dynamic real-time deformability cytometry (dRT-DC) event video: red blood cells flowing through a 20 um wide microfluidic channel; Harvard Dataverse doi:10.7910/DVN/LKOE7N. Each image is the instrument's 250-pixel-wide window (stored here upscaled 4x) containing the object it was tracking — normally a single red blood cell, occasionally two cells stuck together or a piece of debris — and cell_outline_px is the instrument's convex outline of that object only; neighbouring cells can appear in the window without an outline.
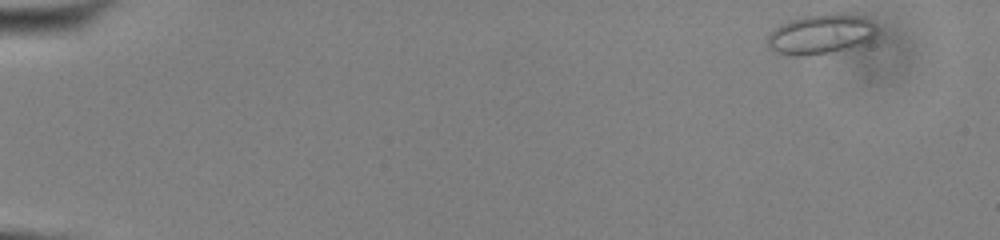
{"species": "common noctule bat (a hibernating species)", "species_latin": "Nyctalus noctula", "temperature_condition": "cold", "stored_images_in_passage": 51, "camera_frame_rate_fps": 3000, "um_per_image_px": 0.085, "animal": {"sex": "male", "body_mass_g": 13.0, "forearm_length_mm": 53.1}, "frame": {"image": 1, "passage_image": 2, "time_ms": 0.333, "image_size_px": [1000, 240], "cell_outline_px": [[876, 32], [872, 40], [864, 44], [848, 48], [828, 52], [804, 56], [788, 56], [772, 52], [768, 48], [768, 36], [780, 24], [788, 20], [804, 16], [864, 16], [876, 24]], "centroid_in_image_um": [69.73, 2.96], "position_along_channel_um": 15.3, "area_um2": 24.91}}
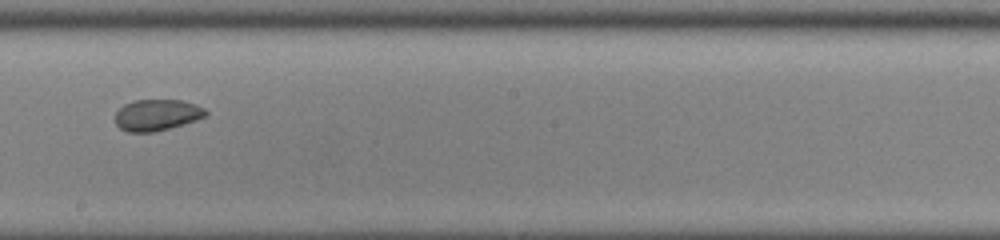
{"frame": {"image": 2, "passage_image": 30, "time_ms": 9.667, "image_size_px": [1000, 240], "cell_outline_px": [[208, 116], [184, 124], [156, 132], [128, 132], [120, 128], [116, 124], [116, 112], [124, 104], [136, 100], [180, 100], [196, 104], [204, 108], [208, 112]], "centroid_in_image_um": [13.37, 9.78], "position_along_channel_um": 234.8, "area_um2": 16.59}}
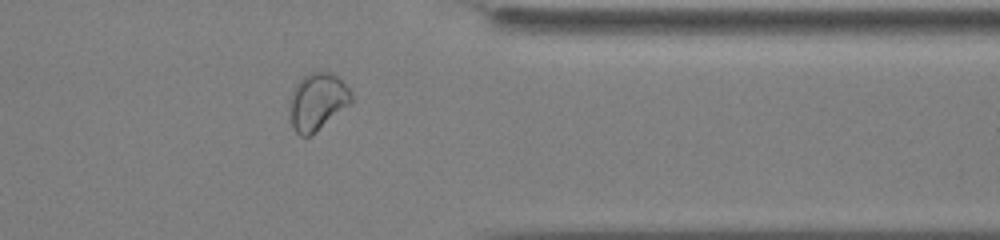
{"frame": {"image": 3, "passage_image": 42, "time_ms": 13.667, "image_size_px": [1000, 240], "cell_outline_px": [[352, 104], [312, 136], [300, 136], [292, 128], [288, 108], [292, 88], [308, 72], [332, 72], [352, 92]], "centroid_in_image_um": [26.97, 8.67], "position_along_channel_um": 384.4, "area_um2": 21.1}, "authors_computed_cell_mechanics": {"area_um2": 18.5538, "velocity_mm_per_s": 3.8853, "shape_relaxation_time_tau1_ms": 4.4533, "shape_relaxation_time_tau2_ms": 3.3763, "deformation_change_tau1": 0.0498, "deformation_change_tau2": 0.0434}}